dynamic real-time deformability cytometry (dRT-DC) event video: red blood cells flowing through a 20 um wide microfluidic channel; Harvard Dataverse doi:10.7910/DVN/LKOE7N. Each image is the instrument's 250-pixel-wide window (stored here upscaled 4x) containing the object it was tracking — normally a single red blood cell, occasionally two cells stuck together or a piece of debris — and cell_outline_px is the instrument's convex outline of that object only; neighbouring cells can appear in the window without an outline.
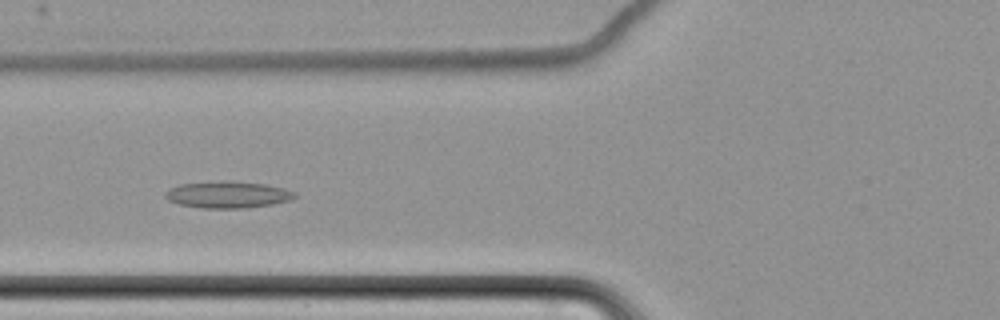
{"species": "common noctule bat (a hibernating species)", "species_latin": "Nyctalus noctula", "temperature_condition": "cold", "stored_images_in_passage": 5, "camera_frame_rate_fps": 3000, "um_per_image_px": 0.085, "animal": {"sex": "female", "body_mass_g": 22.7, "forearm_length_mm": 54.2}, "frame": {"image": 1, "passage_image": 4, "time_ms": 3.667, "image_size_px": [1000, 320], "cell_outline_px": [[296, 196], [292, 200], [272, 204], [244, 208], [204, 208], [180, 204], [168, 200], [164, 196], [164, 192], [168, 188], [180, 184], [228, 180], [264, 184], [284, 188], [296, 192]], "centroid_in_image_um": [19.35, 16.54], "position_along_channel_um": 106.4, "area_um2": 20.23}}
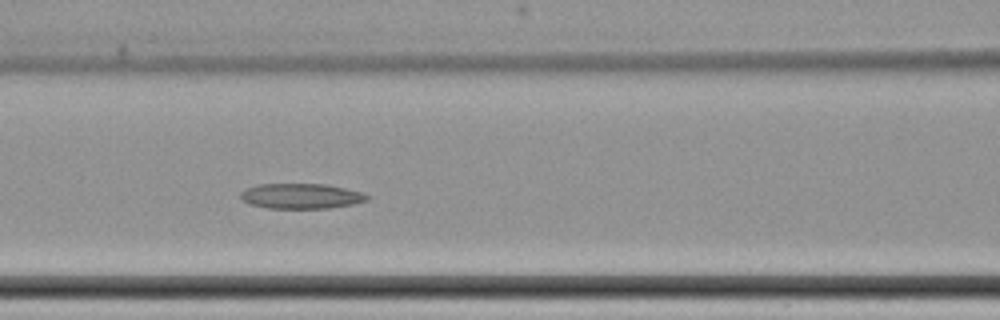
{"frame": {"image": 2, "passage_image": 5, "time_ms": 4.667, "image_size_px": [1000, 320], "cell_outline_px": [[368, 200], [352, 204], [328, 208], [268, 208], [248, 204], [240, 196], [240, 192], [244, 188], [256, 184], [324, 184], [344, 188], [360, 192], [368, 196]], "centroid_in_image_um": [25.52, 16.66], "position_along_channel_um": 141.1, "area_um2": 18.5}}